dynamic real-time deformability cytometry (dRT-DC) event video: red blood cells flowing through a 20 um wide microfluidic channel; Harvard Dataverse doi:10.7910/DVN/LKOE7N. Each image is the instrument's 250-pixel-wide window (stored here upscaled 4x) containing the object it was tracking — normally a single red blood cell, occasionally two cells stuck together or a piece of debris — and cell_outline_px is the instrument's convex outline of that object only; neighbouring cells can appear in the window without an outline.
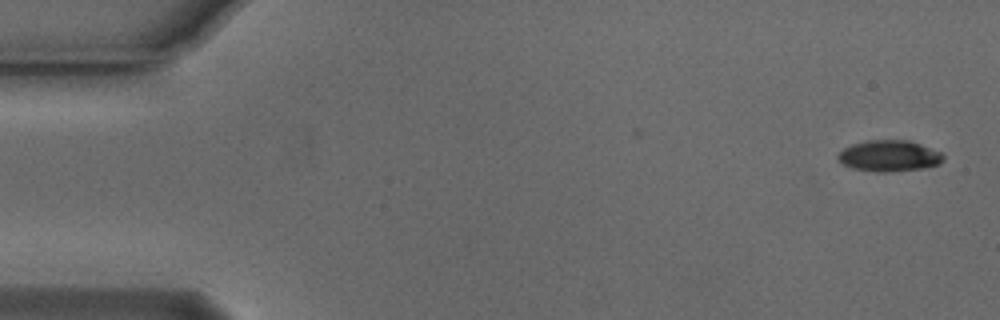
{"species": "Egyptian fruit bat (a non-hibernating species)", "species_latin": "Rousettus aegyptiacus", "temperature_condition": "cold", "stored_images_in_passage": 8, "camera_frame_rate_fps": 3000, "um_per_image_px": 0.085, "animal": {"sex": "male"}, "frame": {"image": 1, "passage_image": 1, "time_ms": 0.0, "image_size_px": [1000, 320], "cell_outline_px": [[944, 160], [940, 164], [924, 168], [884, 172], [876, 172], [852, 168], [844, 164], [836, 156], [844, 148], [852, 144], [868, 140], [908, 140], [920, 144], [940, 152], [944, 156]], "centroid_in_image_um": [75.59, 13.25], "position_along_channel_um": 9.4, "area_um2": 19.02}}